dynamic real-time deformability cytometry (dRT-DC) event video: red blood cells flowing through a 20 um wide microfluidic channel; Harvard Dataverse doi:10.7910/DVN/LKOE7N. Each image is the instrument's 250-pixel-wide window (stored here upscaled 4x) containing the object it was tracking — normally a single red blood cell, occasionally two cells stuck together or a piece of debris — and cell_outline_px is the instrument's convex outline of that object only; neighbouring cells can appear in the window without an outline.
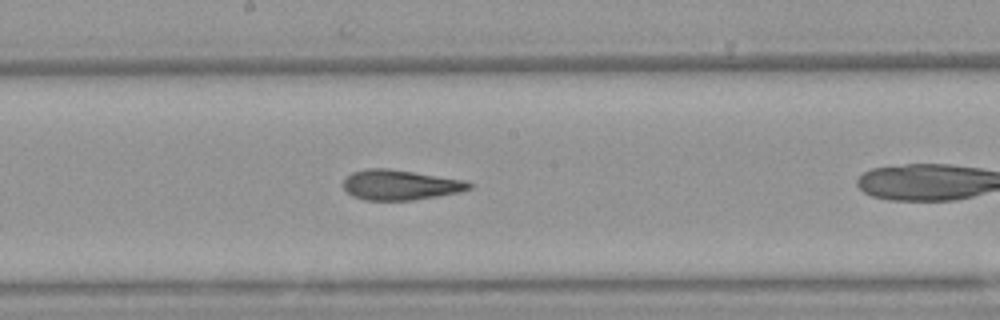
{"species": "Egyptian fruit bat (a non-hibernating species)", "species_latin": "Rousettus aegyptiacus", "temperature_condition": "warm", "stored_images_in_passage": 25, "camera_frame_rate_fps": 3000, "um_per_image_px": 0.085, "animal": {"sex": "female"}, "frame": {"image": 1, "passage_image": 12, "time_ms": 3.667, "image_size_px": [1000, 320], "cell_outline_px": [[472, 188], [460, 192], [412, 200], [364, 200], [352, 196], [344, 188], [344, 180], [352, 172], [368, 168], [388, 168], [464, 180], [472, 184]], "centroid_in_image_um": [34.01, 15.72], "position_along_channel_um": 214.2, "area_um2": 21.91}}
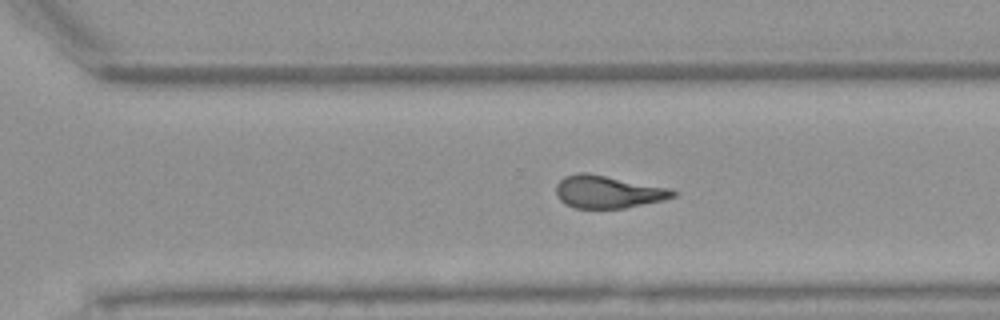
{"frame": {"image": 2, "passage_image": 20, "time_ms": 6.333, "image_size_px": [1000, 320], "cell_outline_px": [[676, 196], [664, 200], [624, 208], [576, 208], [564, 204], [556, 196], [556, 184], [564, 176], [580, 172], [584, 172], [668, 188], [676, 192]], "centroid_in_image_um": [51.62, 16.32], "position_along_channel_um": 319.0, "area_um2": 21.96}}
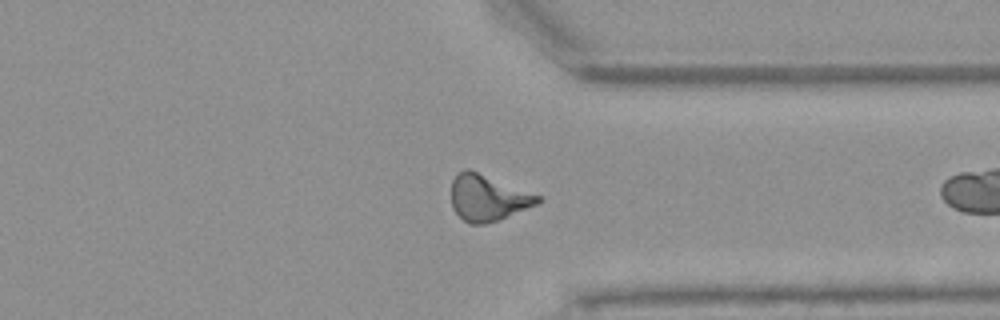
{"frame": {"image": 3, "passage_image": 24, "time_ms": 7.667, "image_size_px": [1000, 320], "cell_outline_px": [[544, 200], [536, 204], [496, 220], [484, 224], [472, 224], [464, 220], [452, 208], [452, 180], [464, 168], [468, 168], [544, 196]], "centroid_in_image_um": [41.49, 16.79], "position_along_channel_um": 369.9, "area_um2": 23.12}}